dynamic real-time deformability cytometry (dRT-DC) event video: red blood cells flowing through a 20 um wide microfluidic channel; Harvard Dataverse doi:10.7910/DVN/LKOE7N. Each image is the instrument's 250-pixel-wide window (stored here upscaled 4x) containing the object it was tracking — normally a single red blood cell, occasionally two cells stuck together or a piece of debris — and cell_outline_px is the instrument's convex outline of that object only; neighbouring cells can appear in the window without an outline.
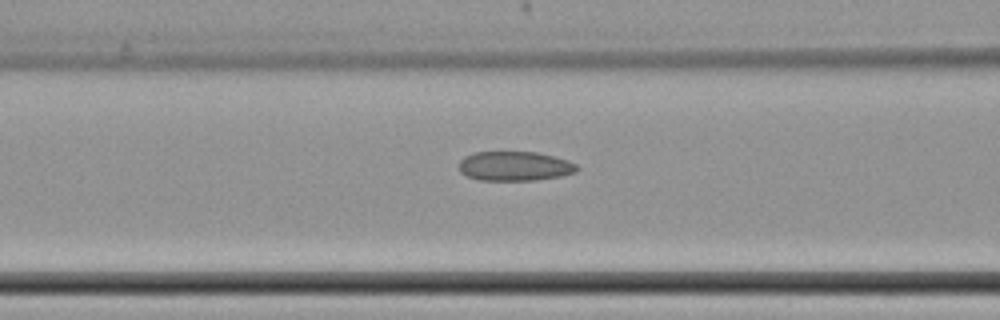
{"species": "common noctule bat (a hibernating species)", "species_latin": "Nyctalus noctula", "temperature_condition": "cold", "stored_images_in_passage": 32, "camera_frame_rate_fps": 3000, "um_per_image_px": 0.085, "animal": {"sex": "female", "body_mass_g": 22.7, "forearm_length_mm": 54.2}, "frame": {"image": 1, "passage_image": 23, "time_ms": 7.333, "image_size_px": [1000, 320], "cell_outline_px": [[580, 168], [576, 172], [560, 176], [536, 180], [480, 180], [468, 176], [460, 172], [460, 160], [464, 156], [472, 152], [536, 152], [568, 160], [576, 164]], "centroid_in_image_um": [43.76, 14.12], "position_along_channel_um": 122.8, "area_um2": 20.23}}